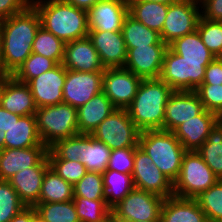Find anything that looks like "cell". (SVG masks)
Masks as SVG:
<instances>
[{
    "instance_id": "cell-1",
    "label": "cell",
    "mask_w": 222,
    "mask_h": 222,
    "mask_svg": "<svg viewBox=\"0 0 222 222\" xmlns=\"http://www.w3.org/2000/svg\"><path fill=\"white\" fill-rule=\"evenodd\" d=\"M1 24V73L12 75L33 53L32 46L41 26L36 9L29 5Z\"/></svg>"
},
{
    "instance_id": "cell-2",
    "label": "cell",
    "mask_w": 222,
    "mask_h": 222,
    "mask_svg": "<svg viewBox=\"0 0 222 222\" xmlns=\"http://www.w3.org/2000/svg\"><path fill=\"white\" fill-rule=\"evenodd\" d=\"M41 26L64 43L88 36V12L63 0H31Z\"/></svg>"
},
{
    "instance_id": "cell-3",
    "label": "cell",
    "mask_w": 222,
    "mask_h": 222,
    "mask_svg": "<svg viewBox=\"0 0 222 222\" xmlns=\"http://www.w3.org/2000/svg\"><path fill=\"white\" fill-rule=\"evenodd\" d=\"M173 92L160 78L142 80L135 98L126 108L140 132L164 130L165 107Z\"/></svg>"
},
{
    "instance_id": "cell-4",
    "label": "cell",
    "mask_w": 222,
    "mask_h": 222,
    "mask_svg": "<svg viewBox=\"0 0 222 222\" xmlns=\"http://www.w3.org/2000/svg\"><path fill=\"white\" fill-rule=\"evenodd\" d=\"M138 146L153 160V163L172 182L177 179L186 150L175 134L166 130L140 132Z\"/></svg>"
},
{
    "instance_id": "cell-5",
    "label": "cell",
    "mask_w": 222,
    "mask_h": 222,
    "mask_svg": "<svg viewBox=\"0 0 222 222\" xmlns=\"http://www.w3.org/2000/svg\"><path fill=\"white\" fill-rule=\"evenodd\" d=\"M35 116L38 133L47 148L60 139L79 134L77 108L69 104L60 103L37 108Z\"/></svg>"
},
{
    "instance_id": "cell-6",
    "label": "cell",
    "mask_w": 222,
    "mask_h": 222,
    "mask_svg": "<svg viewBox=\"0 0 222 222\" xmlns=\"http://www.w3.org/2000/svg\"><path fill=\"white\" fill-rule=\"evenodd\" d=\"M218 181L197 151H186L182 158L180 173L173 183V194L181 198L194 199Z\"/></svg>"
},
{
    "instance_id": "cell-7",
    "label": "cell",
    "mask_w": 222,
    "mask_h": 222,
    "mask_svg": "<svg viewBox=\"0 0 222 222\" xmlns=\"http://www.w3.org/2000/svg\"><path fill=\"white\" fill-rule=\"evenodd\" d=\"M209 63L185 61L168 47L159 78L174 91H195L202 84Z\"/></svg>"
},
{
    "instance_id": "cell-8",
    "label": "cell",
    "mask_w": 222,
    "mask_h": 222,
    "mask_svg": "<svg viewBox=\"0 0 222 222\" xmlns=\"http://www.w3.org/2000/svg\"><path fill=\"white\" fill-rule=\"evenodd\" d=\"M90 135L111 150H116L136 148L139 144L140 131L126 109L116 108Z\"/></svg>"
},
{
    "instance_id": "cell-9",
    "label": "cell",
    "mask_w": 222,
    "mask_h": 222,
    "mask_svg": "<svg viewBox=\"0 0 222 222\" xmlns=\"http://www.w3.org/2000/svg\"><path fill=\"white\" fill-rule=\"evenodd\" d=\"M163 201L157 194L134 188L111 209V214L119 222L160 221Z\"/></svg>"
},
{
    "instance_id": "cell-10",
    "label": "cell",
    "mask_w": 222,
    "mask_h": 222,
    "mask_svg": "<svg viewBox=\"0 0 222 222\" xmlns=\"http://www.w3.org/2000/svg\"><path fill=\"white\" fill-rule=\"evenodd\" d=\"M199 8V2L193 0H183L170 4L160 33L161 40L169 45L175 39L197 30V24L201 16Z\"/></svg>"
},
{
    "instance_id": "cell-11",
    "label": "cell",
    "mask_w": 222,
    "mask_h": 222,
    "mask_svg": "<svg viewBox=\"0 0 222 222\" xmlns=\"http://www.w3.org/2000/svg\"><path fill=\"white\" fill-rule=\"evenodd\" d=\"M142 78L124 67L106 68L103 72L102 92L118 109H126L138 92Z\"/></svg>"
},
{
    "instance_id": "cell-12",
    "label": "cell",
    "mask_w": 222,
    "mask_h": 222,
    "mask_svg": "<svg viewBox=\"0 0 222 222\" xmlns=\"http://www.w3.org/2000/svg\"><path fill=\"white\" fill-rule=\"evenodd\" d=\"M132 178L136 189L152 192L163 198L174 195L173 183L139 146L135 148Z\"/></svg>"
},
{
    "instance_id": "cell-13",
    "label": "cell",
    "mask_w": 222,
    "mask_h": 222,
    "mask_svg": "<svg viewBox=\"0 0 222 222\" xmlns=\"http://www.w3.org/2000/svg\"><path fill=\"white\" fill-rule=\"evenodd\" d=\"M103 72H80L66 69L63 103L78 108L102 91Z\"/></svg>"
},
{
    "instance_id": "cell-14",
    "label": "cell",
    "mask_w": 222,
    "mask_h": 222,
    "mask_svg": "<svg viewBox=\"0 0 222 222\" xmlns=\"http://www.w3.org/2000/svg\"><path fill=\"white\" fill-rule=\"evenodd\" d=\"M65 80L66 68L62 63L31 79L27 85L37 108L63 103L62 90Z\"/></svg>"
},
{
    "instance_id": "cell-15",
    "label": "cell",
    "mask_w": 222,
    "mask_h": 222,
    "mask_svg": "<svg viewBox=\"0 0 222 222\" xmlns=\"http://www.w3.org/2000/svg\"><path fill=\"white\" fill-rule=\"evenodd\" d=\"M167 48L168 45H147L127 48L124 68L142 79L159 78Z\"/></svg>"
},
{
    "instance_id": "cell-16",
    "label": "cell",
    "mask_w": 222,
    "mask_h": 222,
    "mask_svg": "<svg viewBox=\"0 0 222 222\" xmlns=\"http://www.w3.org/2000/svg\"><path fill=\"white\" fill-rule=\"evenodd\" d=\"M0 106L20 116L35 115L37 111L30 87L12 75L0 79Z\"/></svg>"
},
{
    "instance_id": "cell-17",
    "label": "cell",
    "mask_w": 222,
    "mask_h": 222,
    "mask_svg": "<svg viewBox=\"0 0 222 222\" xmlns=\"http://www.w3.org/2000/svg\"><path fill=\"white\" fill-rule=\"evenodd\" d=\"M203 110L204 106L195 91H174L165 107L164 130L173 132Z\"/></svg>"
},
{
    "instance_id": "cell-18",
    "label": "cell",
    "mask_w": 222,
    "mask_h": 222,
    "mask_svg": "<svg viewBox=\"0 0 222 222\" xmlns=\"http://www.w3.org/2000/svg\"><path fill=\"white\" fill-rule=\"evenodd\" d=\"M87 12L89 30L122 31L129 14L128 0H101Z\"/></svg>"
},
{
    "instance_id": "cell-19",
    "label": "cell",
    "mask_w": 222,
    "mask_h": 222,
    "mask_svg": "<svg viewBox=\"0 0 222 222\" xmlns=\"http://www.w3.org/2000/svg\"><path fill=\"white\" fill-rule=\"evenodd\" d=\"M88 38L105 68L124 67L127 48L122 31L89 30Z\"/></svg>"
},
{
    "instance_id": "cell-20",
    "label": "cell",
    "mask_w": 222,
    "mask_h": 222,
    "mask_svg": "<svg viewBox=\"0 0 222 222\" xmlns=\"http://www.w3.org/2000/svg\"><path fill=\"white\" fill-rule=\"evenodd\" d=\"M63 66L80 72H104L97 50L87 37L65 43Z\"/></svg>"
},
{
    "instance_id": "cell-21",
    "label": "cell",
    "mask_w": 222,
    "mask_h": 222,
    "mask_svg": "<svg viewBox=\"0 0 222 222\" xmlns=\"http://www.w3.org/2000/svg\"><path fill=\"white\" fill-rule=\"evenodd\" d=\"M49 167V160L46 155L36 166L19 171L8 180L20 200L27 207H34L39 203L41 186L45 172Z\"/></svg>"
},
{
    "instance_id": "cell-22",
    "label": "cell",
    "mask_w": 222,
    "mask_h": 222,
    "mask_svg": "<svg viewBox=\"0 0 222 222\" xmlns=\"http://www.w3.org/2000/svg\"><path fill=\"white\" fill-rule=\"evenodd\" d=\"M217 123V114L204 109L193 119L182 123L173 133L186 151H197Z\"/></svg>"
},
{
    "instance_id": "cell-23",
    "label": "cell",
    "mask_w": 222,
    "mask_h": 222,
    "mask_svg": "<svg viewBox=\"0 0 222 222\" xmlns=\"http://www.w3.org/2000/svg\"><path fill=\"white\" fill-rule=\"evenodd\" d=\"M47 147L3 149L0 151V180H10L17 172L36 166L46 155Z\"/></svg>"
},
{
    "instance_id": "cell-24",
    "label": "cell",
    "mask_w": 222,
    "mask_h": 222,
    "mask_svg": "<svg viewBox=\"0 0 222 222\" xmlns=\"http://www.w3.org/2000/svg\"><path fill=\"white\" fill-rule=\"evenodd\" d=\"M4 133V149L46 147L38 133L35 115L20 116L19 119H14L13 124Z\"/></svg>"
},
{
    "instance_id": "cell-25",
    "label": "cell",
    "mask_w": 222,
    "mask_h": 222,
    "mask_svg": "<svg viewBox=\"0 0 222 222\" xmlns=\"http://www.w3.org/2000/svg\"><path fill=\"white\" fill-rule=\"evenodd\" d=\"M160 222H208V219L194 199L173 195L164 198Z\"/></svg>"
},
{
    "instance_id": "cell-26",
    "label": "cell",
    "mask_w": 222,
    "mask_h": 222,
    "mask_svg": "<svg viewBox=\"0 0 222 222\" xmlns=\"http://www.w3.org/2000/svg\"><path fill=\"white\" fill-rule=\"evenodd\" d=\"M116 108L101 91L86 104L77 108L79 134H91Z\"/></svg>"
},
{
    "instance_id": "cell-27",
    "label": "cell",
    "mask_w": 222,
    "mask_h": 222,
    "mask_svg": "<svg viewBox=\"0 0 222 222\" xmlns=\"http://www.w3.org/2000/svg\"><path fill=\"white\" fill-rule=\"evenodd\" d=\"M168 47L174 53L182 56L185 61L211 62L215 58L203 43L197 30L175 39Z\"/></svg>"
},
{
    "instance_id": "cell-28",
    "label": "cell",
    "mask_w": 222,
    "mask_h": 222,
    "mask_svg": "<svg viewBox=\"0 0 222 222\" xmlns=\"http://www.w3.org/2000/svg\"><path fill=\"white\" fill-rule=\"evenodd\" d=\"M129 14L150 29L162 32L168 6L163 3L128 1Z\"/></svg>"
},
{
    "instance_id": "cell-29",
    "label": "cell",
    "mask_w": 222,
    "mask_h": 222,
    "mask_svg": "<svg viewBox=\"0 0 222 222\" xmlns=\"http://www.w3.org/2000/svg\"><path fill=\"white\" fill-rule=\"evenodd\" d=\"M103 176V197L106 205L112 209L135 187L132 174L119 173L115 170H108L102 173Z\"/></svg>"
},
{
    "instance_id": "cell-30",
    "label": "cell",
    "mask_w": 222,
    "mask_h": 222,
    "mask_svg": "<svg viewBox=\"0 0 222 222\" xmlns=\"http://www.w3.org/2000/svg\"><path fill=\"white\" fill-rule=\"evenodd\" d=\"M122 34L126 48H136L147 45H167L161 40L160 33L148 28L130 14H128L124 20Z\"/></svg>"
},
{
    "instance_id": "cell-31",
    "label": "cell",
    "mask_w": 222,
    "mask_h": 222,
    "mask_svg": "<svg viewBox=\"0 0 222 222\" xmlns=\"http://www.w3.org/2000/svg\"><path fill=\"white\" fill-rule=\"evenodd\" d=\"M111 149L93 138L90 134H82L81 163L87 171L104 173L108 166Z\"/></svg>"
},
{
    "instance_id": "cell-32",
    "label": "cell",
    "mask_w": 222,
    "mask_h": 222,
    "mask_svg": "<svg viewBox=\"0 0 222 222\" xmlns=\"http://www.w3.org/2000/svg\"><path fill=\"white\" fill-rule=\"evenodd\" d=\"M74 198L73 185L63 180L50 167L46 170L39 203H55L71 201Z\"/></svg>"
},
{
    "instance_id": "cell-33",
    "label": "cell",
    "mask_w": 222,
    "mask_h": 222,
    "mask_svg": "<svg viewBox=\"0 0 222 222\" xmlns=\"http://www.w3.org/2000/svg\"><path fill=\"white\" fill-rule=\"evenodd\" d=\"M197 152L216 177L222 180V125L215 124Z\"/></svg>"
},
{
    "instance_id": "cell-34",
    "label": "cell",
    "mask_w": 222,
    "mask_h": 222,
    "mask_svg": "<svg viewBox=\"0 0 222 222\" xmlns=\"http://www.w3.org/2000/svg\"><path fill=\"white\" fill-rule=\"evenodd\" d=\"M64 51L65 43L40 26L33 41L32 52L61 64L64 59Z\"/></svg>"
},
{
    "instance_id": "cell-35",
    "label": "cell",
    "mask_w": 222,
    "mask_h": 222,
    "mask_svg": "<svg viewBox=\"0 0 222 222\" xmlns=\"http://www.w3.org/2000/svg\"><path fill=\"white\" fill-rule=\"evenodd\" d=\"M37 216L44 222H80L73 200L55 203H38Z\"/></svg>"
},
{
    "instance_id": "cell-36",
    "label": "cell",
    "mask_w": 222,
    "mask_h": 222,
    "mask_svg": "<svg viewBox=\"0 0 222 222\" xmlns=\"http://www.w3.org/2000/svg\"><path fill=\"white\" fill-rule=\"evenodd\" d=\"M208 222H222V180L194 198Z\"/></svg>"
},
{
    "instance_id": "cell-37",
    "label": "cell",
    "mask_w": 222,
    "mask_h": 222,
    "mask_svg": "<svg viewBox=\"0 0 222 222\" xmlns=\"http://www.w3.org/2000/svg\"><path fill=\"white\" fill-rule=\"evenodd\" d=\"M57 65L53 59L32 53L12 76L20 82L28 83L31 79L53 69Z\"/></svg>"
},
{
    "instance_id": "cell-38",
    "label": "cell",
    "mask_w": 222,
    "mask_h": 222,
    "mask_svg": "<svg viewBox=\"0 0 222 222\" xmlns=\"http://www.w3.org/2000/svg\"><path fill=\"white\" fill-rule=\"evenodd\" d=\"M73 203L80 222H101L111 214L104 199L74 197Z\"/></svg>"
},
{
    "instance_id": "cell-39",
    "label": "cell",
    "mask_w": 222,
    "mask_h": 222,
    "mask_svg": "<svg viewBox=\"0 0 222 222\" xmlns=\"http://www.w3.org/2000/svg\"><path fill=\"white\" fill-rule=\"evenodd\" d=\"M82 134L60 139L48 148V160H70L81 162Z\"/></svg>"
},
{
    "instance_id": "cell-40",
    "label": "cell",
    "mask_w": 222,
    "mask_h": 222,
    "mask_svg": "<svg viewBox=\"0 0 222 222\" xmlns=\"http://www.w3.org/2000/svg\"><path fill=\"white\" fill-rule=\"evenodd\" d=\"M26 207L9 181L0 180V222H9Z\"/></svg>"
},
{
    "instance_id": "cell-41",
    "label": "cell",
    "mask_w": 222,
    "mask_h": 222,
    "mask_svg": "<svg viewBox=\"0 0 222 222\" xmlns=\"http://www.w3.org/2000/svg\"><path fill=\"white\" fill-rule=\"evenodd\" d=\"M197 31L203 43L216 57L222 50V21H211L200 16Z\"/></svg>"
},
{
    "instance_id": "cell-42",
    "label": "cell",
    "mask_w": 222,
    "mask_h": 222,
    "mask_svg": "<svg viewBox=\"0 0 222 222\" xmlns=\"http://www.w3.org/2000/svg\"><path fill=\"white\" fill-rule=\"evenodd\" d=\"M103 186L102 173L87 171L85 176L73 186L74 197L104 199Z\"/></svg>"
},
{
    "instance_id": "cell-43",
    "label": "cell",
    "mask_w": 222,
    "mask_h": 222,
    "mask_svg": "<svg viewBox=\"0 0 222 222\" xmlns=\"http://www.w3.org/2000/svg\"><path fill=\"white\" fill-rule=\"evenodd\" d=\"M49 165L55 173L73 186L80 181L87 172L85 165L80 161L49 160Z\"/></svg>"
},
{
    "instance_id": "cell-44",
    "label": "cell",
    "mask_w": 222,
    "mask_h": 222,
    "mask_svg": "<svg viewBox=\"0 0 222 222\" xmlns=\"http://www.w3.org/2000/svg\"><path fill=\"white\" fill-rule=\"evenodd\" d=\"M195 92L199 96L204 109L215 114L222 110V84H201Z\"/></svg>"
},
{
    "instance_id": "cell-45",
    "label": "cell",
    "mask_w": 222,
    "mask_h": 222,
    "mask_svg": "<svg viewBox=\"0 0 222 222\" xmlns=\"http://www.w3.org/2000/svg\"><path fill=\"white\" fill-rule=\"evenodd\" d=\"M135 148H123L111 150L108 161V170H115L119 173L132 174L134 166Z\"/></svg>"
},
{
    "instance_id": "cell-46",
    "label": "cell",
    "mask_w": 222,
    "mask_h": 222,
    "mask_svg": "<svg viewBox=\"0 0 222 222\" xmlns=\"http://www.w3.org/2000/svg\"><path fill=\"white\" fill-rule=\"evenodd\" d=\"M29 5L31 0H0V22L23 12Z\"/></svg>"
},
{
    "instance_id": "cell-47",
    "label": "cell",
    "mask_w": 222,
    "mask_h": 222,
    "mask_svg": "<svg viewBox=\"0 0 222 222\" xmlns=\"http://www.w3.org/2000/svg\"><path fill=\"white\" fill-rule=\"evenodd\" d=\"M201 17L211 21H222V0H202L199 2Z\"/></svg>"
},
{
    "instance_id": "cell-48",
    "label": "cell",
    "mask_w": 222,
    "mask_h": 222,
    "mask_svg": "<svg viewBox=\"0 0 222 222\" xmlns=\"http://www.w3.org/2000/svg\"><path fill=\"white\" fill-rule=\"evenodd\" d=\"M202 84H222V62L216 57L206 67Z\"/></svg>"
},
{
    "instance_id": "cell-49",
    "label": "cell",
    "mask_w": 222,
    "mask_h": 222,
    "mask_svg": "<svg viewBox=\"0 0 222 222\" xmlns=\"http://www.w3.org/2000/svg\"><path fill=\"white\" fill-rule=\"evenodd\" d=\"M20 115L11 113L0 106V131L7 132L13 124L14 119H19Z\"/></svg>"
},
{
    "instance_id": "cell-50",
    "label": "cell",
    "mask_w": 222,
    "mask_h": 222,
    "mask_svg": "<svg viewBox=\"0 0 222 222\" xmlns=\"http://www.w3.org/2000/svg\"><path fill=\"white\" fill-rule=\"evenodd\" d=\"M37 215L34 207H26L9 222H32Z\"/></svg>"
},
{
    "instance_id": "cell-51",
    "label": "cell",
    "mask_w": 222,
    "mask_h": 222,
    "mask_svg": "<svg viewBox=\"0 0 222 222\" xmlns=\"http://www.w3.org/2000/svg\"><path fill=\"white\" fill-rule=\"evenodd\" d=\"M63 1L72 4L73 6L78 7L79 9L88 11L92 6H94L96 3H98L101 0H63Z\"/></svg>"
},
{
    "instance_id": "cell-52",
    "label": "cell",
    "mask_w": 222,
    "mask_h": 222,
    "mask_svg": "<svg viewBox=\"0 0 222 222\" xmlns=\"http://www.w3.org/2000/svg\"><path fill=\"white\" fill-rule=\"evenodd\" d=\"M128 1L157 2V3H163L166 5H170V4H175V3L181 2L183 0H128Z\"/></svg>"
},
{
    "instance_id": "cell-53",
    "label": "cell",
    "mask_w": 222,
    "mask_h": 222,
    "mask_svg": "<svg viewBox=\"0 0 222 222\" xmlns=\"http://www.w3.org/2000/svg\"><path fill=\"white\" fill-rule=\"evenodd\" d=\"M4 138L5 133L3 131H0V151L4 149Z\"/></svg>"
},
{
    "instance_id": "cell-54",
    "label": "cell",
    "mask_w": 222,
    "mask_h": 222,
    "mask_svg": "<svg viewBox=\"0 0 222 222\" xmlns=\"http://www.w3.org/2000/svg\"><path fill=\"white\" fill-rule=\"evenodd\" d=\"M101 222H119V221L112 214H110Z\"/></svg>"
},
{
    "instance_id": "cell-55",
    "label": "cell",
    "mask_w": 222,
    "mask_h": 222,
    "mask_svg": "<svg viewBox=\"0 0 222 222\" xmlns=\"http://www.w3.org/2000/svg\"><path fill=\"white\" fill-rule=\"evenodd\" d=\"M217 123L222 125V110H220L217 114Z\"/></svg>"
},
{
    "instance_id": "cell-56",
    "label": "cell",
    "mask_w": 222,
    "mask_h": 222,
    "mask_svg": "<svg viewBox=\"0 0 222 222\" xmlns=\"http://www.w3.org/2000/svg\"><path fill=\"white\" fill-rule=\"evenodd\" d=\"M0 71H1V24H0Z\"/></svg>"
},
{
    "instance_id": "cell-57",
    "label": "cell",
    "mask_w": 222,
    "mask_h": 222,
    "mask_svg": "<svg viewBox=\"0 0 222 222\" xmlns=\"http://www.w3.org/2000/svg\"><path fill=\"white\" fill-rule=\"evenodd\" d=\"M32 222H44V221L36 215Z\"/></svg>"
},
{
    "instance_id": "cell-58",
    "label": "cell",
    "mask_w": 222,
    "mask_h": 222,
    "mask_svg": "<svg viewBox=\"0 0 222 222\" xmlns=\"http://www.w3.org/2000/svg\"><path fill=\"white\" fill-rule=\"evenodd\" d=\"M216 58L222 62V50L220 51V53L216 56Z\"/></svg>"
},
{
    "instance_id": "cell-59",
    "label": "cell",
    "mask_w": 222,
    "mask_h": 222,
    "mask_svg": "<svg viewBox=\"0 0 222 222\" xmlns=\"http://www.w3.org/2000/svg\"><path fill=\"white\" fill-rule=\"evenodd\" d=\"M129 222H160V221H129Z\"/></svg>"
}]
</instances>
